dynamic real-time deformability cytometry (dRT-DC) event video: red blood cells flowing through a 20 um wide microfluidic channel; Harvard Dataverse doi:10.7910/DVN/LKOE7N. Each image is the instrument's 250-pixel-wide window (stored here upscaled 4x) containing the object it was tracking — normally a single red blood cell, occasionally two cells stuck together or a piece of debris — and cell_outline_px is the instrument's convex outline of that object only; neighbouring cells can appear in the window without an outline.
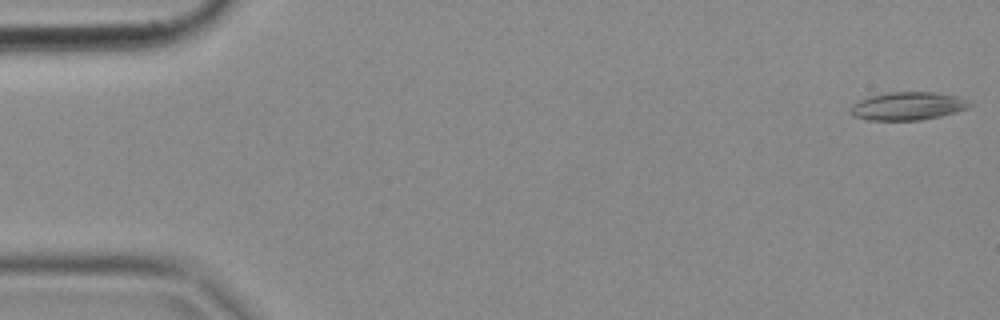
{"species": "common noctule bat (a hibernating species)", "species_latin": "Nyctalus noctula", "temperature_condition": "cold", "stored_images_in_passage": 50, "camera_frame_rate_fps": 3000, "um_per_image_px": 0.085, "animal": {"sex": "female", "body_mass_g": 18.4}, "frame": {"image": 1, "passage_image": 1, "time_ms": 0.0, "image_size_px": [1000, 320], "cell_outline_px": [[976, 104], [968, 108], [956, 112], [940, 116], [920, 120], [868, 120], [852, 116], [848, 112], [848, 108], [852, 104], [868, 96], [888, 92], [936, 92], [960, 96]], "centroid_in_image_um": [77.17, 9.01], "position_along_channel_um": 7.8, "area_um2": 19.94}}
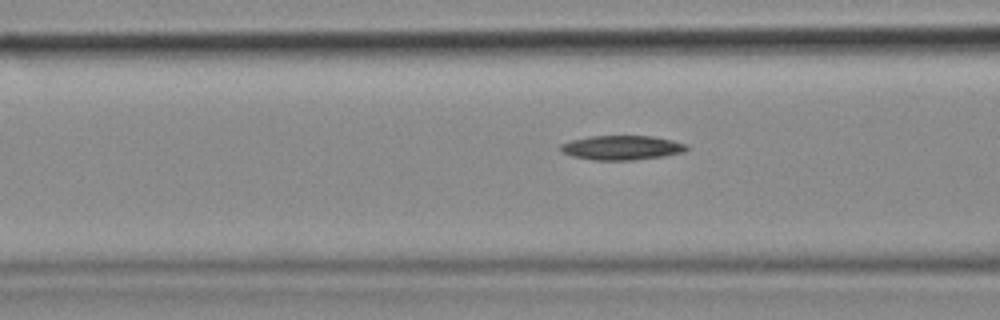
{"frame": {"image": 2, "passage_image": 19, "time_ms": 6.0, "image_size_px": [1000, 320], "cell_outline_px": [[688, 148], [684, 152], [664, 156], [632, 160], [592, 160], [572, 156], [560, 152], [560, 144], [572, 140], [588, 136], [652, 136], [672, 140], [688, 144]], "centroid_in_image_um": [52.84, 12.55], "position_along_channel_um": 113.8, "area_um2": 18.03}}
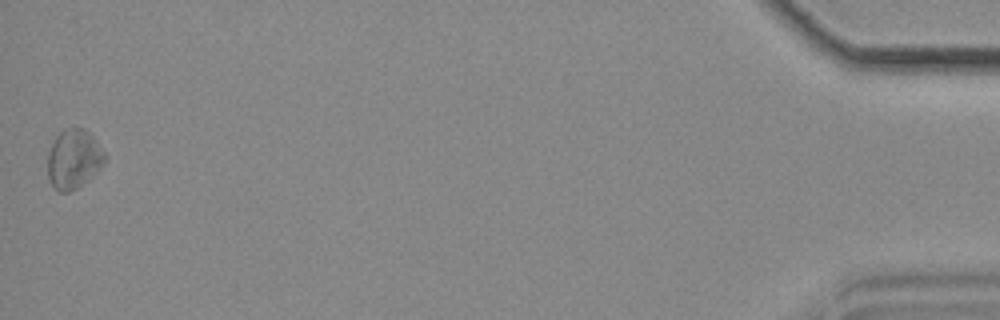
{"frame": {"image": 3, "passage_image": 50, "time_ms": 16.333, "image_size_px": [1000, 320], "cell_outline_px": [[108, 156], [104, 164], [88, 180], [76, 188], [68, 192], [60, 192], [48, 180], [48, 152], [56, 136], [64, 128], [84, 128], [92, 136]], "centroid_in_image_um": [6.28, 13.51], "position_along_channel_um": 428.9, "area_um2": 19.71}}